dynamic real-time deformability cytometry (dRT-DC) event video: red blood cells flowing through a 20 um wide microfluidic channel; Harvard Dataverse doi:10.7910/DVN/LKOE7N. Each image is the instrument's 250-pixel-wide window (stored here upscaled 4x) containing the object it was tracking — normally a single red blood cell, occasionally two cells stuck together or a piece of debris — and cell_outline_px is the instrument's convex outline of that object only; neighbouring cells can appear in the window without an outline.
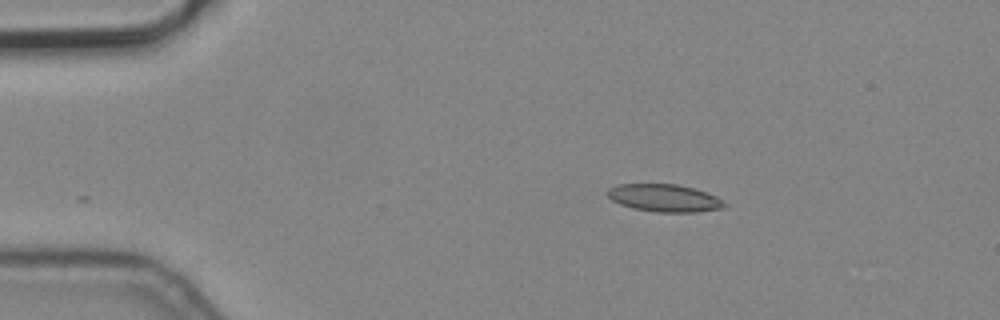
{"species": "common noctule bat (a hibernating species)", "species_latin": "Nyctalus noctula", "temperature_condition": "cold", "stored_images_in_passage": 3, "camera_frame_rate_fps": 3000, "um_per_image_px": 0.085, "animal": {"sex": "male", "body_mass_g": 19.2, "forearm_length_mm": 51.8}, "frame": {"image": 1, "passage_image": 3, "time_ms": 0.667, "image_size_px": [1000, 320], "cell_outline_px": [[728, 204], [724, 208], [696, 212], [656, 212], [632, 208], [620, 204], [612, 200], [604, 192], [608, 188], [616, 184], [676, 184], [692, 188], [716, 196]], "centroid_in_image_um": [56.44, 16.83], "position_along_channel_um": 28.6, "area_um2": 18.84}}